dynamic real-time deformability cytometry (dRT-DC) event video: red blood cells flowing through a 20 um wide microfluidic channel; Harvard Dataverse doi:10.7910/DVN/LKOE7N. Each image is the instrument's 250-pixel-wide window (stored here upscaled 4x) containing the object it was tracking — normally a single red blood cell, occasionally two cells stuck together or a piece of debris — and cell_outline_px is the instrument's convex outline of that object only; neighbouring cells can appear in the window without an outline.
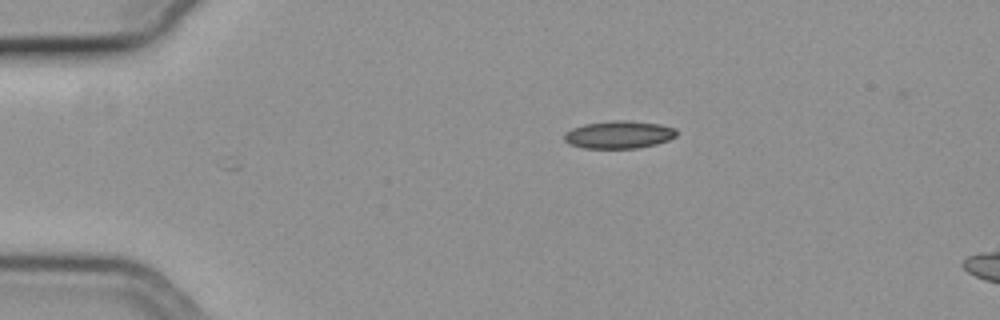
{"species": "common noctule bat (a hibernating species)", "species_latin": "Nyctalus noctula", "temperature_condition": "cold", "stored_images_in_passage": 5, "camera_frame_rate_fps": 3000, "um_per_image_px": 0.085, "animal": {"sex": "female", "body_mass_g": 19.3, "forearm_length_mm": 54.1}, "frame": {"image": 1, "passage_image": 1, "time_ms": 0.0, "image_size_px": [1000, 320], "cell_outline_px": [[676, 136], [668, 140], [656, 144], [636, 148], [584, 148], [568, 144], [564, 140], [564, 132], [572, 128], [584, 124], [612, 120], [624, 120], [660, 124], [676, 128]], "centroid_in_image_um": [52.58, 11.44], "position_along_channel_um": 32.4, "area_um2": 18.15}}